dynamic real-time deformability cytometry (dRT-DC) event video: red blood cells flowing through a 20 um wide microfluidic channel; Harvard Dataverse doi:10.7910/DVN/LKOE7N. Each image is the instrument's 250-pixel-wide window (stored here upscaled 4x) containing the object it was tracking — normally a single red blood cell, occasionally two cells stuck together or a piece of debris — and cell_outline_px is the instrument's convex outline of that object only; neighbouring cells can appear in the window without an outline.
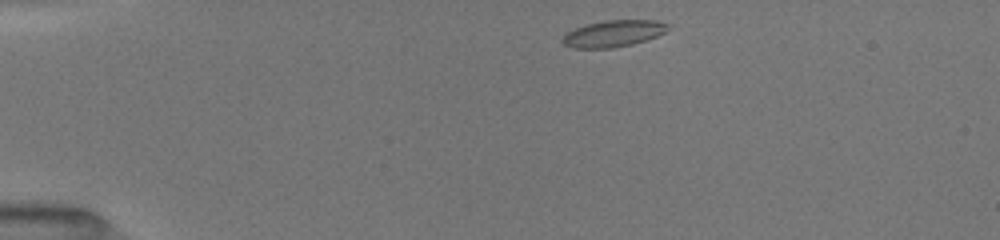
{"species": "common noctule bat (a hibernating species)", "species_latin": "Nyctalus noctula", "temperature_condition": "room temperature", "stored_images_in_passage": 42, "camera_frame_rate_fps": 3000, "um_per_image_px": 0.085, "animal": {"sex": "female", "body_mass_g": 19.5, "forearm_length_mm": 54.1}, "frame": {"image": 1, "passage_image": 1, "time_ms": 0.0, "image_size_px": [1000, 240], "cell_outline_px": [[668, 28], [664, 32], [656, 36], [632, 44], [612, 48], [572, 48], [564, 44], [560, 40], [564, 32], [584, 24], [604, 20], [656, 20], [668, 24]], "centroid_in_image_um": [52.05, 2.84], "position_along_channel_um": 33.0, "area_um2": 16.47}}
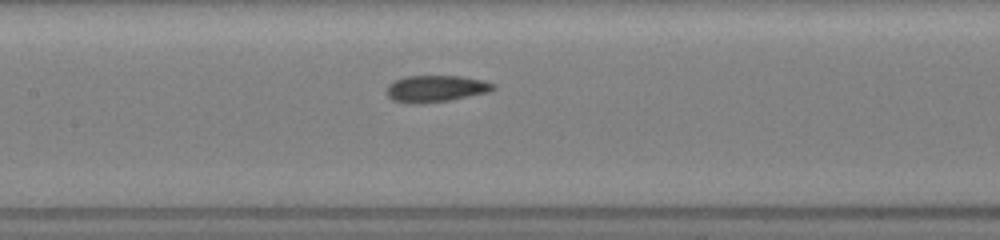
{"frame": {"image": 2, "passage_image": 16, "time_ms": 5.0, "image_size_px": [1000, 240], "cell_outline_px": [[496, 88], [492, 92], [448, 100], [392, 100], [388, 96], [388, 84], [392, 80], [404, 76], [460, 76], [484, 80], [496, 84]], "centroid_in_image_um": [37.16, 7.47], "position_along_channel_um": 170.2, "area_um2": 15.9}}
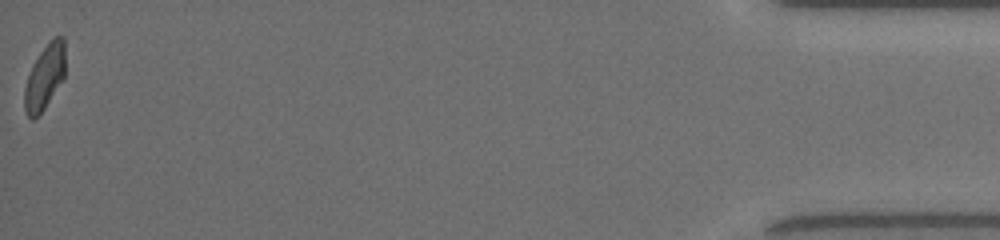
{"frame": {"image": 3, "passage_image": 42, "time_ms": 13.667, "image_size_px": [1000, 240], "cell_outline_px": [[64, 76], [44, 108], [32, 120], [28, 116], [24, 108], [24, 88], [32, 64], [40, 52], [56, 36], [64, 36]], "centroid_in_image_um": [3.78, 6.54], "position_along_channel_um": 431.4, "area_um2": 14.91}, "authors_computed_cell_mechanics": {"area_um2": 16.1551, "velocity_mm_per_s": 4.0299, "shape_relaxation_time_tau1_ms": null, "shape_relaxation_time_tau2_ms": 2.2597, "deformation_change_tau1": null, "deformation_change_tau2": 0.0609}}